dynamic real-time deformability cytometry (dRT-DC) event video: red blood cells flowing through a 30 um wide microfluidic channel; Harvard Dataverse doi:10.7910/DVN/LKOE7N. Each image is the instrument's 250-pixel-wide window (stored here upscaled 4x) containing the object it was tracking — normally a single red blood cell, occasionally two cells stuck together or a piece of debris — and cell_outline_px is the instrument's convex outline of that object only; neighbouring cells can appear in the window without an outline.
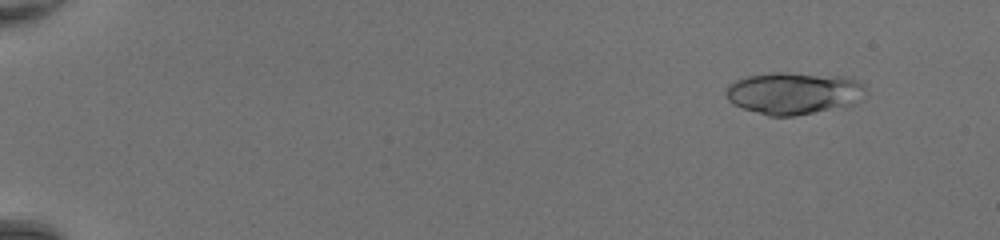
{"species": "common noctule bat (a hibernating species)", "species_latin": "Nyctalus noctula", "temperature_condition": "room temperature", "stored_images_in_passage": 50, "camera_frame_rate_fps": 3000, "um_per_image_px": 0.085, "animal": {"sex": "female", "body_mass_g": 20.0, "forearm_length_mm": 54.0}, "frame": {"image": 1, "passage_image": 6, "time_ms": 1.667, "image_size_px": [1000, 240], "cell_outline_px": [[868, 92], [856, 104], [844, 108], [792, 116], [768, 116], [732, 104], [728, 100], [724, 92], [728, 84], [736, 80], [748, 76], [772, 72], [788, 72], [844, 76], [856, 80], [864, 84]], "centroid_in_image_um": [67.52, 7.92], "position_along_channel_um": 17.5, "area_um2": 35.03}}
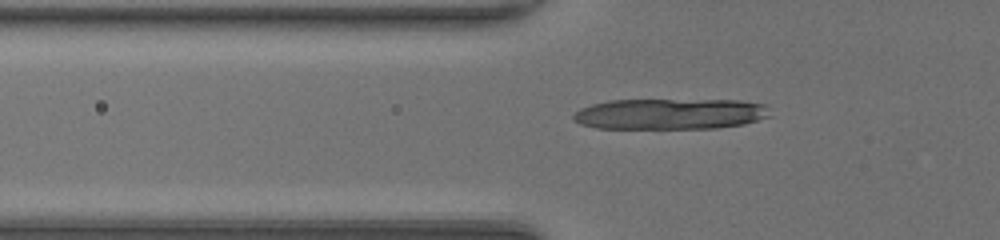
{"frame": {"image": 2, "passage_image": 20, "time_ms": 6.333, "image_size_px": [1000, 240], "cell_outline_px": [[772, 116], [744, 124], [716, 128], [596, 128], [580, 124], [572, 120], [572, 116], [580, 108], [592, 104], [608, 100], [740, 100], [768, 104]], "centroid_in_image_um": [57.0, 9.68], "position_along_channel_um": 68.8, "area_um2": 35.72}}